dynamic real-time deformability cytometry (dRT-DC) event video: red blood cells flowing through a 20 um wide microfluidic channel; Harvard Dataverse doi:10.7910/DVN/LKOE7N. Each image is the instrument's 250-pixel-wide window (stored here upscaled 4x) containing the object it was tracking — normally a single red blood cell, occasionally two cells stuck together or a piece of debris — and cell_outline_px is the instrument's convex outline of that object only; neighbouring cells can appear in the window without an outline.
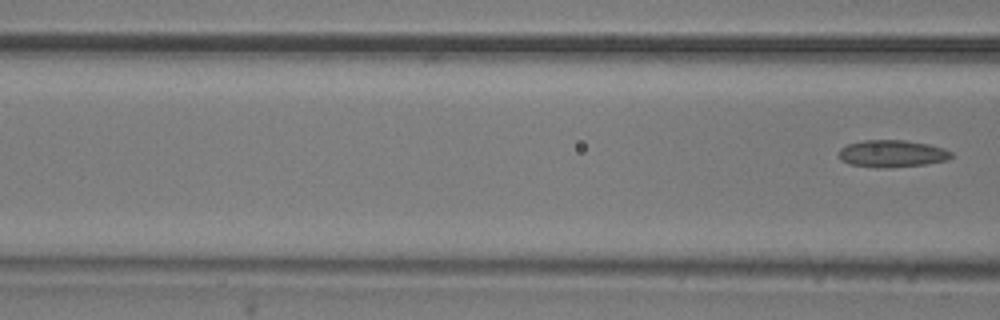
{"species": "common noctule bat (a hibernating species)", "species_latin": "Nyctalus noctula", "temperature_condition": "room temperature", "stored_images_in_passage": 4, "segment_of_instrument_passage": [2, 2], "camera_frame_rate_fps": 3000, "um_per_image_px": 0.085, "animal": {"sex": "male", "body_mass_g": 20.5, "forearm_length_mm": 52.5}, "frame": {"image": 1, "passage_image": 4, "time_ms": 4.333, "image_size_px": [1000, 320], "cell_outline_px": [[952, 156], [948, 160], [928, 164], [884, 168], [876, 168], [848, 164], [840, 160], [840, 148], [848, 144], [864, 140], [904, 140], [928, 144], [944, 148], [952, 152]], "centroid_in_image_um": [75.83, 13.07], "position_along_channel_um": 90.8, "area_um2": 17.92}}